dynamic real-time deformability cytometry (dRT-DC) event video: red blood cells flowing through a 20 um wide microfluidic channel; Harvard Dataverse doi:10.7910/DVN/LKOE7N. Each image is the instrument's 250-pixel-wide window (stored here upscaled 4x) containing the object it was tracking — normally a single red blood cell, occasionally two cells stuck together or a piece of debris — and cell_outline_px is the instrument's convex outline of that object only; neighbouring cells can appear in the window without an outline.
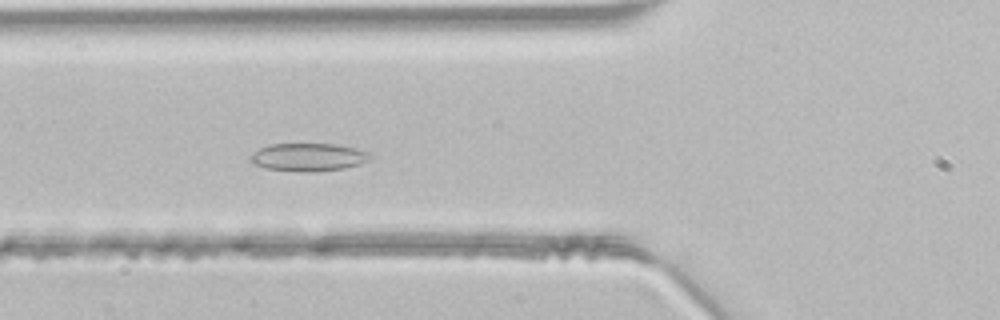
{"species": "common noctule bat (a hibernating species)", "species_latin": "Nyctalus noctula", "temperature_condition": "room temperature", "stored_images_in_passage": 38, "camera_frame_rate_fps": 3000, "um_per_image_px": 0.085, "animal": {"sex": "male", "body_mass_g": 21.5, "forearm_length_mm": 52.0}, "frame": {"image": 1, "passage_image": 10, "time_ms": 3.0, "image_size_px": [1000, 320], "cell_outline_px": [[372, 156], [368, 160], [360, 164], [344, 168], [312, 172], [264, 168], [256, 164], [252, 160], [252, 152], [268, 144], [336, 144], [356, 148], [368, 152]], "centroid_in_image_um": [26.24, 13.34], "position_along_channel_um": 99.6, "area_um2": 19.25}}
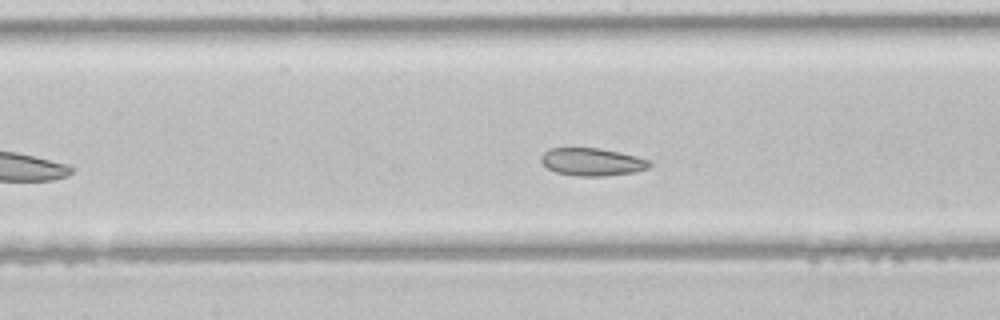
{"frame": {"image": 2, "passage_image": 17, "time_ms": 5.333, "image_size_px": [1000, 320], "cell_outline_px": [[652, 164], [648, 168], [636, 172], [604, 176], [580, 176], [556, 172], [548, 168], [540, 160], [540, 156], [548, 148], [600, 148], [620, 152], [652, 160]], "centroid_in_image_um": [50.36, 13.75], "position_along_channel_um": 197.8, "area_um2": 17.63}}
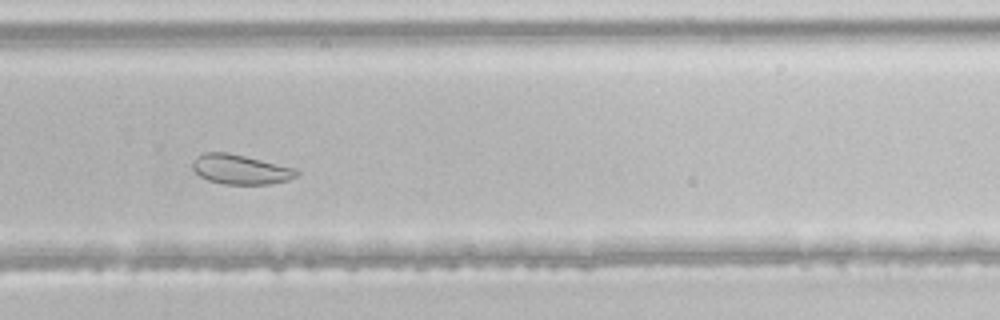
{"frame": {"image": 3, "passage_image": 25, "time_ms": 8.0, "image_size_px": [1000, 320], "cell_outline_px": [[300, 176], [288, 180], [272, 184], [224, 184], [208, 180], [200, 176], [192, 168], [192, 160], [196, 156], [204, 152], [228, 152], [296, 168], [300, 172]], "centroid_in_image_um": [20.46, 14.4], "position_along_channel_um": 309.3, "area_um2": 18.21}}